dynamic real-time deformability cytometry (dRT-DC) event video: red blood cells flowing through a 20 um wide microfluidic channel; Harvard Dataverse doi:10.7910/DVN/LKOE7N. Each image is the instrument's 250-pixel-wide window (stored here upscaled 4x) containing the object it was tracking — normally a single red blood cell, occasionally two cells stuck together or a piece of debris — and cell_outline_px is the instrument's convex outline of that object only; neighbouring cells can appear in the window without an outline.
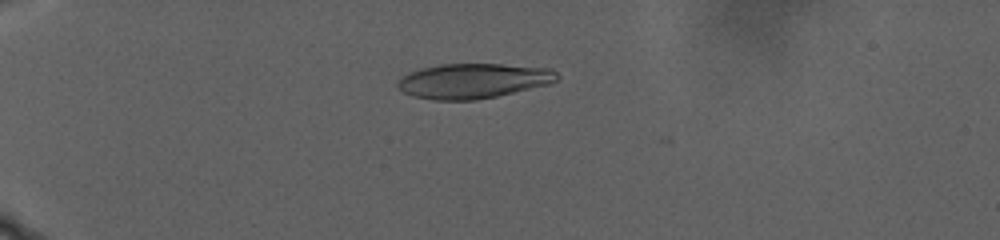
{"species": "human", "species_latin": "Homo sapiens", "temperature_condition": "warm", "stored_images_in_passage": 71, "camera_frame_rate_fps": 3000, "um_per_image_px": 0.085, "donor": {"sex": "male"}, "frame": {"image": 1, "passage_image": 5, "time_ms": 1.333, "image_size_px": [1000, 240], "cell_outline_px": [[560, 80], [552, 84], [496, 96], [476, 100], [432, 100], [412, 96], [396, 88], [396, 84], [408, 72], [420, 68], [440, 64], [500, 64], [552, 68], [560, 76]], "centroid_in_image_um": [40.26, 6.87], "position_along_channel_um": 44.7, "area_um2": 32.83}}
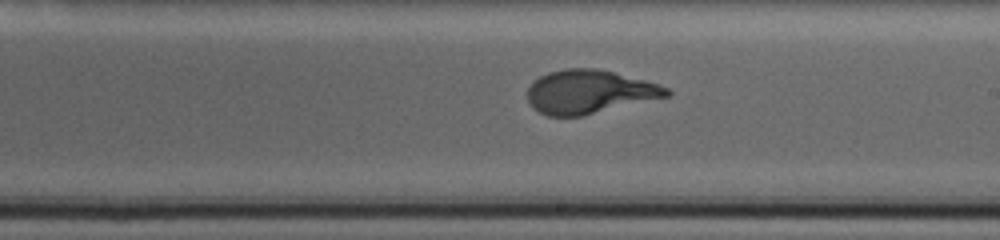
{"frame": {"image": 2, "passage_image": 42, "time_ms": 13.667, "image_size_px": [1000, 240], "cell_outline_px": [[672, 92], [668, 96], [580, 116], [548, 116], [532, 108], [528, 100], [528, 88], [532, 80], [548, 72], [564, 68], [596, 68], [660, 84], [668, 88]], "centroid_in_image_um": [50.05, 7.79], "position_along_channel_um": 238.9, "area_um2": 35.14}}
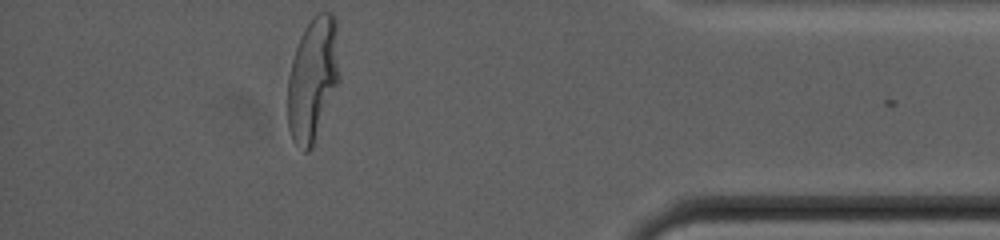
{"frame": {"image": 3, "passage_image": 71, "time_ms": 23.333, "image_size_px": [1000, 240], "cell_outline_px": [[340, 80], [312, 148], [308, 152], [304, 152], [292, 140], [288, 128], [288, 76], [292, 60], [300, 36], [304, 28], [320, 12], [332, 12], [336, 20], [340, 76]], "centroid_in_image_um": [26.6, 6.75], "position_along_channel_um": 408.6, "area_um2": 37.45}}